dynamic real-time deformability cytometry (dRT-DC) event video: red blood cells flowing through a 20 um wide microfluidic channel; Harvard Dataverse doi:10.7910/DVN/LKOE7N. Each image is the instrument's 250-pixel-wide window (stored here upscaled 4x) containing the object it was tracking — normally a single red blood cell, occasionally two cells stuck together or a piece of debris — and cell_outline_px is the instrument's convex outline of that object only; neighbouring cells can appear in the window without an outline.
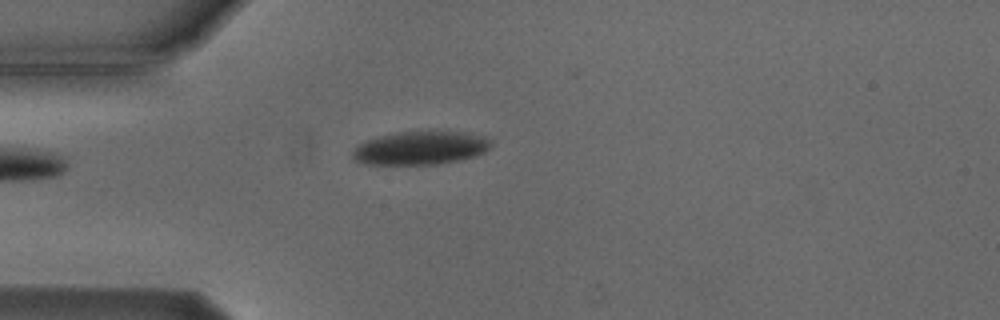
{"species": "Egyptian fruit bat (a non-hibernating species)", "species_latin": "Rousettus aegyptiacus", "temperature_condition": "cold", "stored_images_in_passage": 3, "camera_frame_rate_fps": 3000, "um_per_image_px": 0.085, "animal": {"sex": "male"}, "frame": {"image": 1, "passage_image": 2, "time_ms": 1.333, "image_size_px": [1000, 320], "cell_outline_px": [[492, 144], [484, 152], [476, 156], [460, 160], [436, 164], [364, 164], [352, 160], [352, 152], [356, 144], [364, 140], [396, 132], [428, 128], [448, 128], [484, 136]], "centroid_in_image_um": [35.73, 12.52], "position_along_channel_um": 49.3, "area_um2": 28.26}}